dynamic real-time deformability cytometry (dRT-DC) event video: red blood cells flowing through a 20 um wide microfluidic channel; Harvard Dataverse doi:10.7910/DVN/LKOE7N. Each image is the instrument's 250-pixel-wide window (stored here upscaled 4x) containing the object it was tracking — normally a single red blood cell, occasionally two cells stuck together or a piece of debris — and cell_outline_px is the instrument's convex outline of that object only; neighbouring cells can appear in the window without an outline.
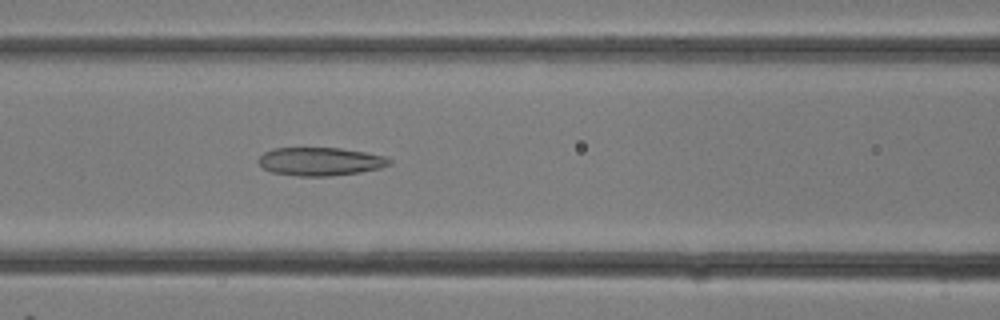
{"species": "common noctule bat (a hibernating species)", "species_latin": "Nyctalus noctula", "temperature_condition": "room temperature", "stored_images_in_passage": 12, "camera_frame_rate_fps": 3000, "um_per_image_px": 0.085, "animal": {"sex": "female"}, "frame": {"image": 1, "passage_image": 12, "time_ms": 3.667, "image_size_px": [1000, 320], "cell_outline_px": [[392, 164], [380, 168], [360, 172], [332, 176], [296, 176], [272, 172], [264, 168], [256, 160], [264, 152], [272, 148], [340, 148], [364, 152], [384, 156], [392, 160]], "centroid_in_image_um": [27.22, 13.73], "position_along_channel_um": 139.4, "area_um2": 21.62}}